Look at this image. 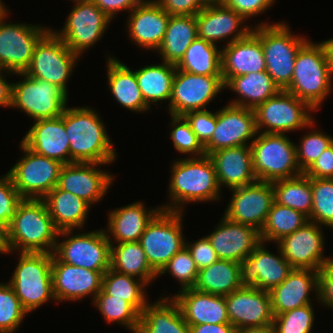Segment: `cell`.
I'll return each instance as SVG.
<instances>
[{"instance_id": "6da1fadb", "label": "cell", "mask_w": 333, "mask_h": 333, "mask_svg": "<svg viewBox=\"0 0 333 333\" xmlns=\"http://www.w3.org/2000/svg\"><path fill=\"white\" fill-rule=\"evenodd\" d=\"M70 142L72 163L111 164L117 153L104 122L91 107H67L61 115Z\"/></svg>"}, {"instance_id": "7a4b0ae2", "label": "cell", "mask_w": 333, "mask_h": 333, "mask_svg": "<svg viewBox=\"0 0 333 333\" xmlns=\"http://www.w3.org/2000/svg\"><path fill=\"white\" fill-rule=\"evenodd\" d=\"M168 188L169 202L161 209L183 212L184 204L221 199L215 166L208 155L177 159L172 163ZM183 208V209H182Z\"/></svg>"}, {"instance_id": "3957f363", "label": "cell", "mask_w": 333, "mask_h": 333, "mask_svg": "<svg viewBox=\"0 0 333 333\" xmlns=\"http://www.w3.org/2000/svg\"><path fill=\"white\" fill-rule=\"evenodd\" d=\"M58 234L44 200L23 199L6 229L8 253L52 254Z\"/></svg>"}, {"instance_id": "277c9868", "label": "cell", "mask_w": 333, "mask_h": 333, "mask_svg": "<svg viewBox=\"0 0 333 333\" xmlns=\"http://www.w3.org/2000/svg\"><path fill=\"white\" fill-rule=\"evenodd\" d=\"M332 75L324 43L308 40L296 55L292 80L286 91L318 111L331 93Z\"/></svg>"}, {"instance_id": "5b68a950", "label": "cell", "mask_w": 333, "mask_h": 333, "mask_svg": "<svg viewBox=\"0 0 333 333\" xmlns=\"http://www.w3.org/2000/svg\"><path fill=\"white\" fill-rule=\"evenodd\" d=\"M252 31L261 39L266 72L280 90H286L292 80L296 55L308 41L294 35L286 22L259 23Z\"/></svg>"}, {"instance_id": "8992f818", "label": "cell", "mask_w": 333, "mask_h": 333, "mask_svg": "<svg viewBox=\"0 0 333 333\" xmlns=\"http://www.w3.org/2000/svg\"><path fill=\"white\" fill-rule=\"evenodd\" d=\"M20 254V255H19ZM10 281L23 308L32 313L50 299L55 301L52 285V254L20 252Z\"/></svg>"}, {"instance_id": "52a82bcc", "label": "cell", "mask_w": 333, "mask_h": 333, "mask_svg": "<svg viewBox=\"0 0 333 333\" xmlns=\"http://www.w3.org/2000/svg\"><path fill=\"white\" fill-rule=\"evenodd\" d=\"M250 142L258 181L273 182L302 174L297 162L296 144L286 134L258 132L257 138Z\"/></svg>"}, {"instance_id": "ba28073f", "label": "cell", "mask_w": 333, "mask_h": 333, "mask_svg": "<svg viewBox=\"0 0 333 333\" xmlns=\"http://www.w3.org/2000/svg\"><path fill=\"white\" fill-rule=\"evenodd\" d=\"M183 212L160 210L147 224L140 244L152 270L158 275L168 261L183 247Z\"/></svg>"}, {"instance_id": "9c48e42d", "label": "cell", "mask_w": 333, "mask_h": 333, "mask_svg": "<svg viewBox=\"0 0 333 333\" xmlns=\"http://www.w3.org/2000/svg\"><path fill=\"white\" fill-rule=\"evenodd\" d=\"M314 111L306 102L290 92L280 90L254 109L257 131L285 134L303 128H313L315 119L311 113Z\"/></svg>"}, {"instance_id": "30bf717a", "label": "cell", "mask_w": 333, "mask_h": 333, "mask_svg": "<svg viewBox=\"0 0 333 333\" xmlns=\"http://www.w3.org/2000/svg\"><path fill=\"white\" fill-rule=\"evenodd\" d=\"M72 233L73 230L59 231L58 238H66L60 243L57 239L52 253L59 261L93 271L111 268V243L104 229Z\"/></svg>"}, {"instance_id": "8fae6325", "label": "cell", "mask_w": 333, "mask_h": 333, "mask_svg": "<svg viewBox=\"0 0 333 333\" xmlns=\"http://www.w3.org/2000/svg\"><path fill=\"white\" fill-rule=\"evenodd\" d=\"M22 81L12 83L11 108L24 111L34 121L61 116L67 106L68 95L56 85L32 78L25 73H15Z\"/></svg>"}, {"instance_id": "7c38bea8", "label": "cell", "mask_w": 333, "mask_h": 333, "mask_svg": "<svg viewBox=\"0 0 333 333\" xmlns=\"http://www.w3.org/2000/svg\"><path fill=\"white\" fill-rule=\"evenodd\" d=\"M79 56L50 29L36 44L29 67L24 72L61 88L67 95V82Z\"/></svg>"}, {"instance_id": "4fadbf2b", "label": "cell", "mask_w": 333, "mask_h": 333, "mask_svg": "<svg viewBox=\"0 0 333 333\" xmlns=\"http://www.w3.org/2000/svg\"><path fill=\"white\" fill-rule=\"evenodd\" d=\"M22 158L8 171L24 199H43L58 184L61 162L39 155L20 142Z\"/></svg>"}, {"instance_id": "5bb4252c", "label": "cell", "mask_w": 333, "mask_h": 333, "mask_svg": "<svg viewBox=\"0 0 333 333\" xmlns=\"http://www.w3.org/2000/svg\"><path fill=\"white\" fill-rule=\"evenodd\" d=\"M7 15V9L0 12V69L5 74L24 73L36 44L50 28H43L41 24L6 23Z\"/></svg>"}, {"instance_id": "9a60e30c", "label": "cell", "mask_w": 333, "mask_h": 333, "mask_svg": "<svg viewBox=\"0 0 333 333\" xmlns=\"http://www.w3.org/2000/svg\"><path fill=\"white\" fill-rule=\"evenodd\" d=\"M75 4V5H74ZM63 28L52 30L79 57L106 33L112 19L92 1L74 2Z\"/></svg>"}, {"instance_id": "2e32d148", "label": "cell", "mask_w": 333, "mask_h": 333, "mask_svg": "<svg viewBox=\"0 0 333 333\" xmlns=\"http://www.w3.org/2000/svg\"><path fill=\"white\" fill-rule=\"evenodd\" d=\"M223 89L222 75H196L176 69L168 113L183 116L189 111L206 110Z\"/></svg>"}, {"instance_id": "e0dca14e", "label": "cell", "mask_w": 333, "mask_h": 333, "mask_svg": "<svg viewBox=\"0 0 333 333\" xmlns=\"http://www.w3.org/2000/svg\"><path fill=\"white\" fill-rule=\"evenodd\" d=\"M254 110L231 105L216 111V127L204 146L206 155L224 148L250 145L257 136ZM248 141V142H247Z\"/></svg>"}, {"instance_id": "ac0fdd59", "label": "cell", "mask_w": 333, "mask_h": 333, "mask_svg": "<svg viewBox=\"0 0 333 333\" xmlns=\"http://www.w3.org/2000/svg\"><path fill=\"white\" fill-rule=\"evenodd\" d=\"M322 226L308 221L292 234L286 235L277 245L293 268L319 271L333 260L324 257L325 238Z\"/></svg>"}, {"instance_id": "d6986e66", "label": "cell", "mask_w": 333, "mask_h": 333, "mask_svg": "<svg viewBox=\"0 0 333 333\" xmlns=\"http://www.w3.org/2000/svg\"><path fill=\"white\" fill-rule=\"evenodd\" d=\"M231 190L232 198L224 216L231 221L252 226L260 232L274 202L272 182L256 181Z\"/></svg>"}, {"instance_id": "ffe728a7", "label": "cell", "mask_w": 333, "mask_h": 333, "mask_svg": "<svg viewBox=\"0 0 333 333\" xmlns=\"http://www.w3.org/2000/svg\"><path fill=\"white\" fill-rule=\"evenodd\" d=\"M264 245L261 242L240 263L241 284L270 292L286 279L293 267L284 258L278 245L279 255H274Z\"/></svg>"}, {"instance_id": "44dd1931", "label": "cell", "mask_w": 333, "mask_h": 333, "mask_svg": "<svg viewBox=\"0 0 333 333\" xmlns=\"http://www.w3.org/2000/svg\"><path fill=\"white\" fill-rule=\"evenodd\" d=\"M227 315L236 330L273 324L270 292L242 286L225 296Z\"/></svg>"}, {"instance_id": "7402d4cb", "label": "cell", "mask_w": 333, "mask_h": 333, "mask_svg": "<svg viewBox=\"0 0 333 333\" xmlns=\"http://www.w3.org/2000/svg\"><path fill=\"white\" fill-rule=\"evenodd\" d=\"M106 271H93L59 261L52 254V285L55 302L78 301L90 296L91 300L102 290Z\"/></svg>"}, {"instance_id": "603a6c76", "label": "cell", "mask_w": 333, "mask_h": 333, "mask_svg": "<svg viewBox=\"0 0 333 333\" xmlns=\"http://www.w3.org/2000/svg\"><path fill=\"white\" fill-rule=\"evenodd\" d=\"M100 163H72L62 166L57 187L82 198L90 205L99 202L115 176L97 168Z\"/></svg>"}, {"instance_id": "cb8c5ba5", "label": "cell", "mask_w": 333, "mask_h": 333, "mask_svg": "<svg viewBox=\"0 0 333 333\" xmlns=\"http://www.w3.org/2000/svg\"><path fill=\"white\" fill-rule=\"evenodd\" d=\"M245 21L224 3L208 4L196 14L198 38L215 45L221 40H227V44L232 43L246 37L252 31L251 26H241Z\"/></svg>"}, {"instance_id": "d4e9b609", "label": "cell", "mask_w": 333, "mask_h": 333, "mask_svg": "<svg viewBox=\"0 0 333 333\" xmlns=\"http://www.w3.org/2000/svg\"><path fill=\"white\" fill-rule=\"evenodd\" d=\"M218 259L241 263L262 242L260 232L252 226L231 221L226 216L206 236Z\"/></svg>"}, {"instance_id": "484cf974", "label": "cell", "mask_w": 333, "mask_h": 333, "mask_svg": "<svg viewBox=\"0 0 333 333\" xmlns=\"http://www.w3.org/2000/svg\"><path fill=\"white\" fill-rule=\"evenodd\" d=\"M170 15L155 0L136 6L127 23L132 42L145 50H158L161 46Z\"/></svg>"}, {"instance_id": "4316f807", "label": "cell", "mask_w": 333, "mask_h": 333, "mask_svg": "<svg viewBox=\"0 0 333 333\" xmlns=\"http://www.w3.org/2000/svg\"><path fill=\"white\" fill-rule=\"evenodd\" d=\"M21 142L39 155L55 159L64 165L72 164L70 142L61 116L34 121Z\"/></svg>"}, {"instance_id": "83f0119b", "label": "cell", "mask_w": 333, "mask_h": 333, "mask_svg": "<svg viewBox=\"0 0 333 333\" xmlns=\"http://www.w3.org/2000/svg\"><path fill=\"white\" fill-rule=\"evenodd\" d=\"M318 285L319 271L293 268L286 279L270 291L273 315L312 304L309 294L315 290V299H318Z\"/></svg>"}, {"instance_id": "f1b7e54d", "label": "cell", "mask_w": 333, "mask_h": 333, "mask_svg": "<svg viewBox=\"0 0 333 333\" xmlns=\"http://www.w3.org/2000/svg\"><path fill=\"white\" fill-rule=\"evenodd\" d=\"M222 47L221 73L223 82L229 77L266 71L261 39L253 31L246 37Z\"/></svg>"}, {"instance_id": "f546056e", "label": "cell", "mask_w": 333, "mask_h": 333, "mask_svg": "<svg viewBox=\"0 0 333 333\" xmlns=\"http://www.w3.org/2000/svg\"><path fill=\"white\" fill-rule=\"evenodd\" d=\"M172 297L180 306L184 320L189 326L230 323L225 296L187 288L178 291Z\"/></svg>"}, {"instance_id": "4dcf8cb0", "label": "cell", "mask_w": 333, "mask_h": 333, "mask_svg": "<svg viewBox=\"0 0 333 333\" xmlns=\"http://www.w3.org/2000/svg\"><path fill=\"white\" fill-rule=\"evenodd\" d=\"M213 161L220 188L224 185L230 190L255 183L250 145L224 148L212 152Z\"/></svg>"}, {"instance_id": "1f68e13d", "label": "cell", "mask_w": 333, "mask_h": 333, "mask_svg": "<svg viewBox=\"0 0 333 333\" xmlns=\"http://www.w3.org/2000/svg\"><path fill=\"white\" fill-rule=\"evenodd\" d=\"M145 207L138 201L112 210L108 215V228L104 230L108 239L116 243L139 241L147 224L161 210L160 206Z\"/></svg>"}, {"instance_id": "d6a6232c", "label": "cell", "mask_w": 333, "mask_h": 333, "mask_svg": "<svg viewBox=\"0 0 333 333\" xmlns=\"http://www.w3.org/2000/svg\"><path fill=\"white\" fill-rule=\"evenodd\" d=\"M160 298L152 304L148 302L143 309L137 333H190L189 325L173 297Z\"/></svg>"}, {"instance_id": "836d02e7", "label": "cell", "mask_w": 333, "mask_h": 333, "mask_svg": "<svg viewBox=\"0 0 333 333\" xmlns=\"http://www.w3.org/2000/svg\"><path fill=\"white\" fill-rule=\"evenodd\" d=\"M106 64L109 90L120 106L138 113L150 110L142 97L135 71L110 55Z\"/></svg>"}, {"instance_id": "e575fe53", "label": "cell", "mask_w": 333, "mask_h": 333, "mask_svg": "<svg viewBox=\"0 0 333 333\" xmlns=\"http://www.w3.org/2000/svg\"><path fill=\"white\" fill-rule=\"evenodd\" d=\"M43 200L59 231L81 229L86 224L91 207L82 198L56 186Z\"/></svg>"}, {"instance_id": "d590c367", "label": "cell", "mask_w": 333, "mask_h": 333, "mask_svg": "<svg viewBox=\"0 0 333 333\" xmlns=\"http://www.w3.org/2000/svg\"><path fill=\"white\" fill-rule=\"evenodd\" d=\"M224 88L230 89L239 97L229 104L252 110L280 91L266 71L229 77L224 82Z\"/></svg>"}, {"instance_id": "8d00e7d4", "label": "cell", "mask_w": 333, "mask_h": 333, "mask_svg": "<svg viewBox=\"0 0 333 333\" xmlns=\"http://www.w3.org/2000/svg\"><path fill=\"white\" fill-rule=\"evenodd\" d=\"M197 37L196 15H170L164 40L157 51L164 62L176 65Z\"/></svg>"}, {"instance_id": "74e56055", "label": "cell", "mask_w": 333, "mask_h": 333, "mask_svg": "<svg viewBox=\"0 0 333 333\" xmlns=\"http://www.w3.org/2000/svg\"><path fill=\"white\" fill-rule=\"evenodd\" d=\"M242 287L240 263L219 259L198 272L196 290L226 296Z\"/></svg>"}, {"instance_id": "f35d334b", "label": "cell", "mask_w": 333, "mask_h": 333, "mask_svg": "<svg viewBox=\"0 0 333 333\" xmlns=\"http://www.w3.org/2000/svg\"><path fill=\"white\" fill-rule=\"evenodd\" d=\"M162 63L146 65L135 71L142 97L149 108L153 103L170 101L171 98L176 66Z\"/></svg>"}, {"instance_id": "ab89813d", "label": "cell", "mask_w": 333, "mask_h": 333, "mask_svg": "<svg viewBox=\"0 0 333 333\" xmlns=\"http://www.w3.org/2000/svg\"><path fill=\"white\" fill-rule=\"evenodd\" d=\"M111 243V269L137 277L149 285L158 275L152 270L139 241ZM118 244L117 246H114Z\"/></svg>"}, {"instance_id": "60d3db41", "label": "cell", "mask_w": 333, "mask_h": 333, "mask_svg": "<svg viewBox=\"0 0 333 333\" xmlns=\"http://www.w3.org/2000/svg\"><path fill=\"white\" fill-rule=\"evenodd\" d=\"M221 49L197 37L175 65L176 69L196 75H222Z\"/></svg>"}, {"instance_id": "b9f144b4", "label": "cell", "mask_w": 333, "mask_h": 333, "mask_svg": "<svg viewBox=\"0 0 333 333\" xmlns=\"http://www.w3.org/2000/svg\"><path fill=\"white\" fill-rule=\"evenodd\" d=\"M274 202L302 212L309 217L312 211L313 197L311 177L305 173L293 178L272 182Z\"/></svg>"}, {"instance_id": "7bdbcfd3", "label": "cell", "mask_w": 333, "mask_h": 333, "mask_svg": "<svg viewBox=\"0 0 333 333\" xmlns=\"http://www.w3.org/2000/svg\"><path fill=\"white\" fill-rule=\"evenodd\" d=\"M146 287L147 284L141 279L121 274L111 268L103 274L102 289L108 295L126 300L140 314L148 303Z\"/></svg>"}, {"instance_id": "ee69618b", "label": "cell", "mask_w": 333, "mask_h": 333, "mask_svg": "<svg viewBox=\"0 0 333 333\" xmlns=\"http://www.w3.org/2000/svg\"><path fill=\"white\" fill-rule=\"evenodd\" d=\"M308 221V217L302 212L273 202L266 222L260 231L261 241L277 243Z\"/></svg>"}, {"instance_id": "f6af8a7d", "label": "cell", "mask_w": 333, "mask_h": 333, "mask_svg": "<svg viewBox=\"0 0 333 333\" xmlns=\"http://www.w3.org/2000/svg\"><path fill=\"white\" fill-rule=\"evenodd\" d=\"M107 323H119L137 333L140 313L126 300L108 295L103 289L92 301Z\"/></svg>"}, {"instance_id": "bcb514c9", "label": "cell", "mask_w": 333, "mask_h": 333, "mask_svg": "<svg viewBox=\"0 0 333 333\" xmlns=\"http://www.w3.org/2000/svg\"><path fill=\"white\" fill-rule=\"evenodd\" d=\"M312 211L309 221L333 230V178H311Z\"/></svg>"}, {"instance_id": "7dc6e473", "label": "cell", "mask_w": 333, "mask_h": 333, "mask_svg": "<svg viewBox=\"0 0 333 333\" xmlns=\"http://www.w3.org/2000/svg\"><path fill=\"white\" fill-rule=\"evenodd\" d=\"M27 313L10 283H0V333H15Z\"/></svg>"}, {"instance_id": "c3c4849f", "label": "cell", "mask_w": 333, "mask_h": 333, "mask_svg": "<svg viewBox=\"0 0 333 333\" xmlns=\"http://www.w3.org/2000/svg\"><path fill=\"white\" fill-rule=\"evenodd\" d=\"M314 308L312 304L274 316L275 333H312L314 325Z\"/></svg>"}, {"instance_id": "681fc988", "label": "cell", "mask_w": 333, "mask_h": 333, "mask_svg": "<svg viewBox=\"0 0 333 333\" xmlns=\"http://www.w3.org/2000/svg\"><path fill=\"white\" fill-rule=\"evenodd\" d=\"M301 138L299 145H296V154L299 168L302 173H305L319 155L333 143V137L314 129Z\"/></svg>"}, {"instance_id": "f907efd6", "label": "cell", "mask_w": 333, "mask_h": 333, "mask_svg": "<svg viewBox=\"0 0 333 333\" xmlns=\"http://www.w3.org/2000/svg\"><path fill=\"white\" fill-rule=\"evenodd\" d=\"M198 268L192 258L187 247H183L178 251L161 270L158 276L169 274L176 278L181 289L193 288L198 278Z\"/></svg>"}, {"instance_id": "816d5d0a", "label": "cell", "mask_w": 333, "mask_h": 333, "mask_svg": "<svg viewBox=\"0 0 333 333\" xmlns=\"http://www.w3.org/2000/svg\"><path fill=\"white\" fill-rule=\"evenodd\" d=\"M170 117V124L173 128L170 132V138L174 148L182 154H190L188 157L205 156L204 147L198 141L186 119L183 116L171 115Z\"/></svg>"}, {"instance_id": "f5cc1de1", "label": "cell", "mask_w": 333, "mask_h": 333, "mask_svg": "<svg viewBox=\"0 0 333 333\" xmlns=\"http://www.w3.org/2000/svg\"><path fill=\"white\" fill-rule=\"evenodd\" d=\"M24 198L14 187L8 172L0 176V225L5 229L16 215L19 204Z\"/></svg>"}, {"instance_id": "db71d44e", "label": "cell", "mask_w": 333, "mask_h": 333, "mask_svg": "<svg viewBox=\"0 0 333 333\" xmlns=\"http://www.w3.org/2000/svg\"><path fill=\"white\" fill-rule=\"evenodd\" d=\"M198 141L204 147L211 139L216 127V112L206 110L189 111L183 115Z\"/></svg>"}, {"instance_id": "11a10c76", "label": "cell", "mask_w": 333, "mask_h": 333, "mask_svg": "<svg viewBox=\"0 0 333 333\" xmlns=\"http://www.w3.org/2000/svg\"><path fill=\"white\" fill-rule=\"evenodd\" d=\"M185 246L190 251L198 270L208 267L219 260L206 236L194 241L192 244L187 241L185 242Z\"/></svg>"}, {"instance_id": "9f6ffc18", "label": "cell", "mask_w": 333, "mask_h": 333, "mask_svg": "<svg viewBox=\"0 0 333 333\" xmlns=\"http://www.w3.org/2000/svg\"><path fill=\"white\" fill-rule=\"evenodd\" d=\"M276 0H226L224 4L235 10L245 20L262 15Z\"/></svg>"}, {"instance_id": "6f0895ef", "label": "cell", "mask_w": 333, "mask_h": 333, "mask_svg": "<svg viewBox=\"0 0 333 333\" xmlns=\"http://www.w3.org/2000/svg\"><path fill=\"white\" fill-rule=\"evenodd\" d=\"M169 15H196L205 6L207 0H155Z\"/></svg>"}, {"instance_id": "680465c9", "label": "cell", "mask_w": 333, "mask_h": 333, "mask_svg": "<svg viewBox=\"0 0 333 333\" xmlns=\"http://www.w3.org/2000/svg\"><path fill=\"white\" fill-rule=\"evenodd\" d=\"M318 301L333 310V260L319 270Z\"/></svg>"}, {"instance_id": "91938a15", "label": "cell", "mask_w": 333, "mask_h": 333, "mask_svg": "<svg viewBox=\"0 0 333 333\" xmlns=\"http://www.w3.org/2000/svg\"><path fill=\"white\" fill-rule=\"evenodd\" d=\"M305 174L311 178H333V143L319 155Z\"/></svg>"}, {"instance_id": "94428289", "label": "cell", "mask_w": 333, "mask_h": 333, "mask_svg": "<svg viewBox=\"0 0 333 333\" xmlns=\"http://www.w3.org/2000/svg\"><path fill=\"white\" fill-rule=\"evenodd\" d=\"M146 1L147 0H92V2L111 19H113L119 11L128 10L131 12L136 6Z\"/></svg>"}, {"instance_id": "6125c7cd", "label": "cell", "mask_w": 333, "mask_h": 333, "mask_svg": "<svg viewBox=\"0 0 333 333\" xmlns=\"http://www.w3.org/2000/svg\"><path fill=\"white\" fill-rule=\"evenodd\" d=\"M190 333H236V328L230 323L201 324L189 326Z\"/></svg>"}, {"instance_id": "be15d7a7", "label": "cell", "mask_w": 333, "mask_h": 333, "mask_svg": "<svg viewBox=\"0 0 333 333\" xmlns=\"http://www.w3.org/2000/svg\"><path fill=\"white\" fill-rule=\"evenodd\" d=\"M3 69H0V106H11V86L12 83L7 82V79L3 75Z\"/></svg>"}, {"instance_id": "e7e4bbea", "label": "cell", "mask_w": 333, "mask_h": 333, "mask_svg": "<svg viewBox=\"0 0 333 333\" xmlns=\"http://www.w3.org/2000/svg\"><path fill=\"white\" fill-rule=\"evenodd\" d=\"M236 333H275V329L273 324H267L264 326L248 327L237 330Z\"/></svg>"}, {"instance_id": "03108f58", "label": "cell", "mask_w": 333, "mask_h": 333, "mask_svg": "<svg viewBox=\"0 0 333 333\" xmlns=\"http://www.w3.org/2000/svg\"><path fill=\"white\" fill-rule=\"evenodd\" d=\"M9 249L6 240V229L0 225V253L8 254Z\"/></svg>"}, {"instance_id": "003e7915", "label": "cell", "mask_w": 333, "mask_h": 333, "mask_svg": "<svg viewBox=\"0 0 333 333\" xmlns=\"http://www.w3.org/2000/svg\"><path fill=\"white\" fill-rule=\"evenodd\" d=\"M322 42L324 43V45L326 47L329 62H330L332 73H333V38L328 39L326 41H322Z\"/></svg>"}, {"instance_id": "a7ac6f4b", "label": "cell", "mask_w": 333, "mask_h": 333, "mask_svg": "<svg viewBox=\"0 0 333 333\" xmlns=\"http://www.w3.org/2000/svg\"><path fill=\"white\" fill-rule=\"evenodd\" d=\"M210 4L211 3H224L226 0H207Z\"/></svg>"}, {"instance_id": "89a4df30", "label": "cell", "mask_w": 333, "mask_h": 333, "mask_svg": "<svg viewBox=\"0 0 333 333\" xmlns=\"http://www.w3.org/2000/svg\"><path fill=\"white\" fill-rule=\"evenodd\" d=\"M3 1L0 0V12L3 10V9H7V6H5L4 3H2Z\"/></svg>"}, {"instance_id": "2644e50d", "label": "cell", "mask_w": 333, "mask_h": 333, "mask_svg": "<svg viewBox=\"0 0 333 333\" xmlns=\"http://www.w3.org/2000/svg\"><path fill=\"white\" fill-rule=\"evenodd\" d=\"M74 2L92 1V0H72Z\"/></svg>"}]
</instances>
